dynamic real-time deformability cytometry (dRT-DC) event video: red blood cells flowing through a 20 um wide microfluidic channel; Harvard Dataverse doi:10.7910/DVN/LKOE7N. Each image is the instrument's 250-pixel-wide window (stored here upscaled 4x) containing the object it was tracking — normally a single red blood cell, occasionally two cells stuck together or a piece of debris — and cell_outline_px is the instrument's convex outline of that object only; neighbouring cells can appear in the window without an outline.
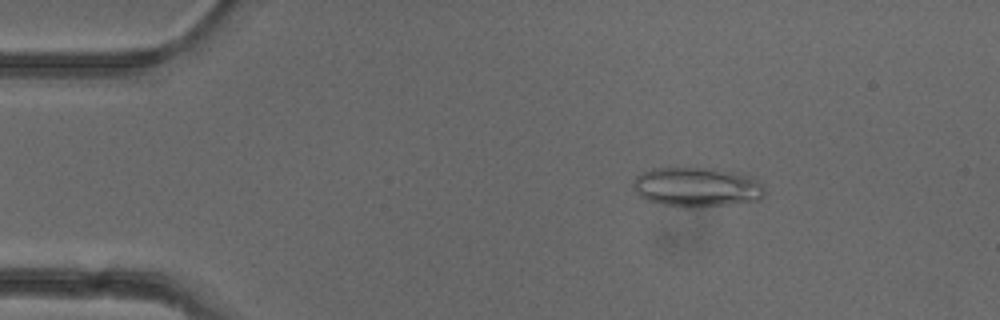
{"species": "common noctule bat (a hibernating species)", "species_latin": "Nyctalus noctula", "temperature_condition": "cold", "stored_images_in_passage": 51, "camera_frame_rate_fps": 3000, "um_per_image_px": 0.085, "animal": {"sex": "female"}, "frame": {"image": 1, "passage_image": 8, "time_ms": 2.333, "image_size_px": [1000, 320], "cell_outline_px": [[764, 196], [760, 200], [728, 204], [692, 208], [688, 208], [660, 204], [648, 200], [640, 196], [632, 184], [632, 180], [636, 176], [652, 168], [680, 164], [712, 168], [740, 172], [756, 180], [764, 188]], "centroid_in_image_um": [59.19, 15.85], "position_along_channel_um": 25.8, "area_um2": 31.27}}
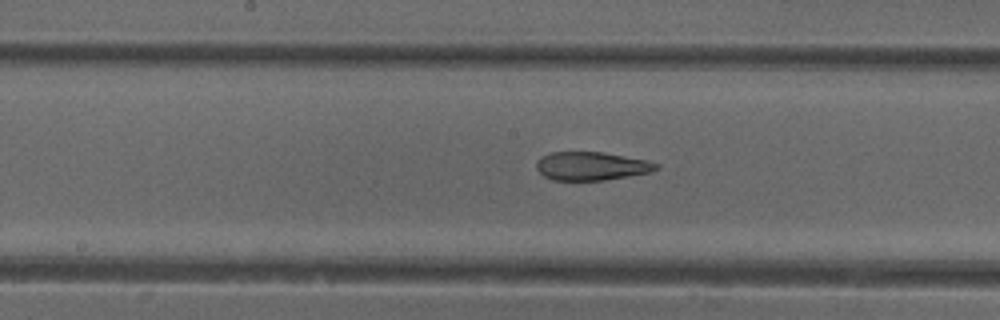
{"frame": {"image": 2, "passage_image": 26, "time_ms": 8.333, "image_size_px": [1000, 320], "cell_outline_px": [[660, 168], [652, 172], [604, 180], [552, 180], [544, 176], [536, 168], [536, 164], [540, 156], [552, 152], [604, 152], [644, 160], [660, 164]], "centroid_in_image_um": [50.27, 14.11], "position_along_channel_um": 197.9, "area_um2": 19.83}}
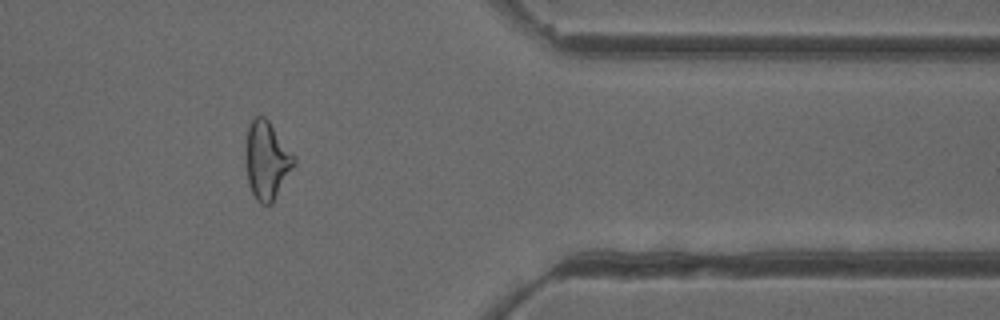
{"frame": {"image": 3, "passage_image": 42, "time_ms": 13.667, "image_size_px": [1000, 320], "cell_outline_px": [[296, 164], [272, 204], [260, 204], [256, 200], [248, 184], [244, 156], [244, 148], [248, 124], [256, 116], [264, 116], [268, 120], [296, 156]], "centroid_in_image_um": [22.66, 13.63], "position_along_channel_um": 388.7, "area_um2": 22.54}, "authors_computed_cell_mechanics": {"area_um2": 23.12, "velocity_mm_per_s": 3.9562, "shape_relaxation_time_tau1_ms": null, "shape_relaxation_time_tau2_ms": 2.1195, "deformation_change_tau1": null, "deformation_change_tau2": 0.1006}}